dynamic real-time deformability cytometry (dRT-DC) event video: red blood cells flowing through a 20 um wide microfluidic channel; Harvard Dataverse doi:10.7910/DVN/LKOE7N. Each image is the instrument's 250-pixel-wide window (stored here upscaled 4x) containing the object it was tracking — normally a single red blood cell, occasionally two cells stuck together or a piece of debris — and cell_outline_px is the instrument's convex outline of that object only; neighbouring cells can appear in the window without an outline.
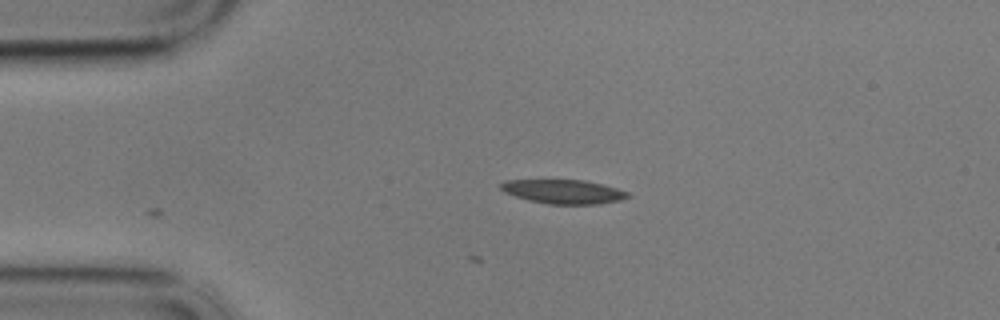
{"species": "common noctule bat (a hibernating species)", "species_latin": "Nyctalus noctula", "temperature_condition": "cold", "stored_images_in_passage": 5, "camera_frame_rate_fps": 3000, "um_per_image_px": 0.085, "animal": {"sex": "male", "body_mass_g": 17.9}, "frame": {"image": 1, "passage_image": 1, "time_ms": 0.0, "image_size_px": [1000, 320], "cell_outline_px": [[632, 196], [620, 200], [600, 204], [548, 204], [528, 200], [504, 192], [500, 188], [500, 184], [504, 180], [584, 180], [616, 188], [628, 192]], "centroid_in_image_um": [47.89, 16.29], "position_along_channel_um": 37.1, "area_um2": 17.74}}